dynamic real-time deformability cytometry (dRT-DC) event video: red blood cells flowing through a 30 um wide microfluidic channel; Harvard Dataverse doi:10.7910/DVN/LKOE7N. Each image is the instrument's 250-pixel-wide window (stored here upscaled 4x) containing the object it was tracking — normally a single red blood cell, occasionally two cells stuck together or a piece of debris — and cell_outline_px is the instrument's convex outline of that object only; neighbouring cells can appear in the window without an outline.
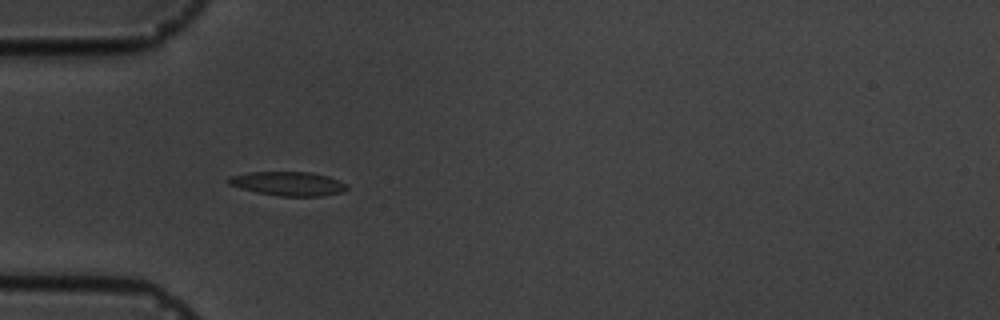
{"species": "common noctule bat (a hibernating species)", "species_latin": "Nyctalus noctula", "temperature_condition": "cold", "stored_images_in_passage": 8, "camera_frame_rate_fps": 3000, "um_per_image_px": 0.085, "animal": {"sex": "male", "body_mass_g": 19.5, "forearm_length_mm": 54.6}, "frame": {"image": 1, "passage_image": 6, "time_ms": 5.667, "image_size_px": [1000, 320], "cell_outline_px": [[348, 188], [344, 192], [324, 196], [276, 196], [256, 192], [240, 188], [228, 184], [228, 176], [248, 172], [312, 172], [328, 176], [348, 184]], "centroid_in_image_um": [24.51, 15.61], "position_along_channel_um": 60.5, "area_um2": 16.82}}
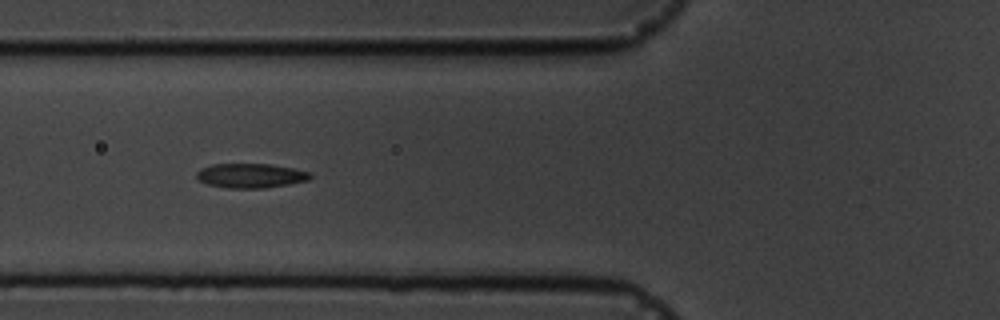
{"frame": {"image": 2, "passage_image": 7, "time_ms": 7.0, "image_size_px": [1000, 320], "cell_outline_px": [[312, 176], [308, 180], [288, 184], [264, 188], [228, 188], [208, 184], [200, 180], [196, 176], [196, 172], [200, 168], [212, 164], [272, 164], [292, 168], [308, 172]], "centroid_in_image_um": [21.28, 14.92], "position_along_channel_um": 104.5, "area_um2": 16.07}}
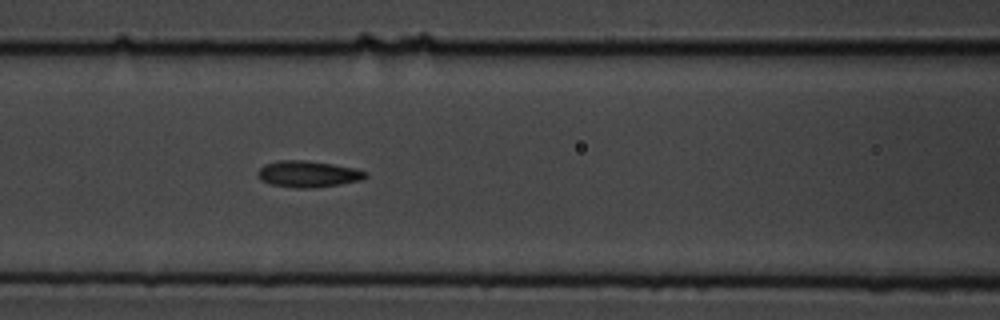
{"frame": {"image": 3, "passage_image": 8, "time_ms": 8.0, "image_size_px": [1000, 320], "cell_outline_px": [[368, 176], [360, 180], [340, 184], [312, 188], [296, 188], [272, 184], [260, 180], [256, 172], [264, 164], [280, 160], [304, 160], [332, 164], [352, 168], [368, 172]], "centroid_in_image_um": [26.16, 14.79], "position_along_channel_um": 140.4, "area_um2": 16.47}}